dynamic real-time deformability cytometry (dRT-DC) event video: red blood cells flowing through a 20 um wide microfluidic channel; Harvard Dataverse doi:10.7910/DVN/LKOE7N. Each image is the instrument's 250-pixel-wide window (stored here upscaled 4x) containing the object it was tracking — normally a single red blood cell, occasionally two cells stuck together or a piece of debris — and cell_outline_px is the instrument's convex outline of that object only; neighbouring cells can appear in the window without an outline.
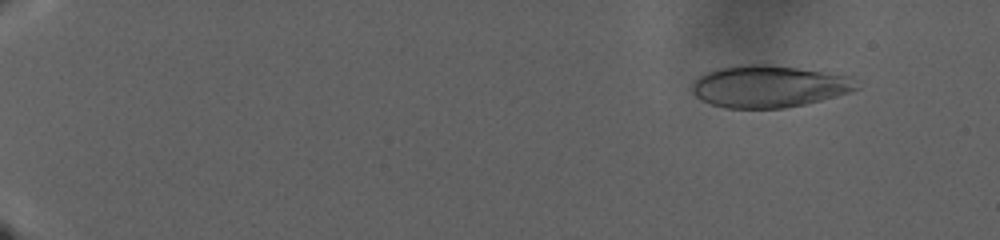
{"species": "human", "species_latin": "Homo sapiens", "temperature_condition": "warm", "stored_images_in_passage": 157, "camera_frame_rate_fps": 3000, "um_per_image_px": 0.085, "donor": {"sex": "male"}, "frame": {"image": 1, "passage_image": 18, "time_ms": 5.667, "image_size_px": [1000, 240], "cell_outline_px": [[864, 84], [860, 88], [836, 96], [804, 104], [784, 108], [724, 108], [700, 100], [692, 92], [692, 84], [704, 72], [716, 68], [736, 64], [768, 64], [852, 76], [860, 80]], "centroid_in_image_um": [65.38, 7.33], "position_along_channel_um": 19.6, "area_um2": 40.75}}
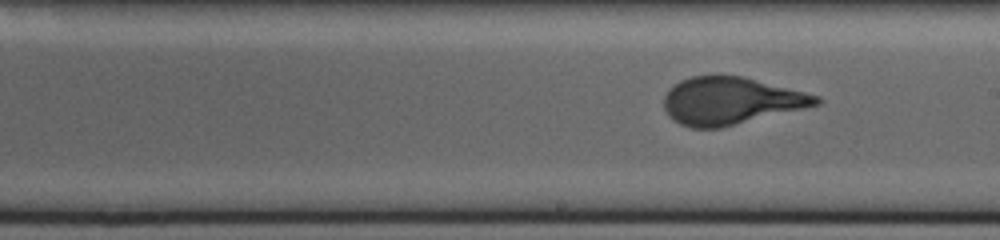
{"frame": {"image": 2, "passage_image": 99, "time_ms": 32.667, "image_size_px": [1000, 240], "cell_outline_px": [[824, 100], [820, 104], [804, 108], [720, 128], [692, 128], [680, 124], [672, 120], [668, 116], [664, 108], [664, 96], [668, 88], [672, 84], [680, 80], [692, 76], [744, 76], [820, 96]], "centroid_in_image_um": [62.09, 8.57], "position_along_channel_um": 226.9, "area_um2": 42.08}}
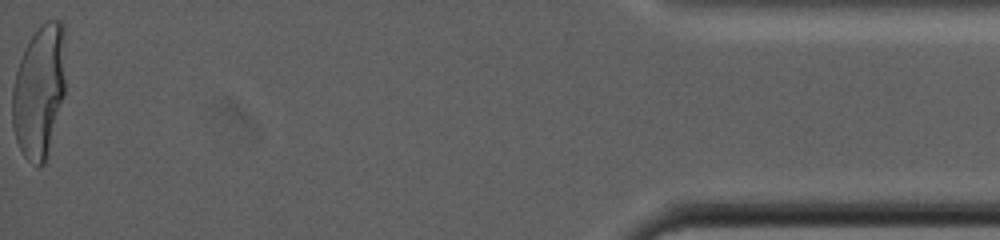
{"frame": {"image": 3, "passage_image": 157, "time_ms": 52.0, "image_size_px": [1000, 240], "cell_outline_px": [[64, 96], [48, 152], [44, 164], [40, 168], [28, 160], [24, 156], [16, 140], [12, 128], [12, 88], [16, 72], [24, 48], [28, 40], [40, 24], [44, 20], [60, 20], [64, 24]], "centroid_in_image_um": [3.32, 7.73], "position_along_channel_um": 431.9, "area_um2": 41.5}}